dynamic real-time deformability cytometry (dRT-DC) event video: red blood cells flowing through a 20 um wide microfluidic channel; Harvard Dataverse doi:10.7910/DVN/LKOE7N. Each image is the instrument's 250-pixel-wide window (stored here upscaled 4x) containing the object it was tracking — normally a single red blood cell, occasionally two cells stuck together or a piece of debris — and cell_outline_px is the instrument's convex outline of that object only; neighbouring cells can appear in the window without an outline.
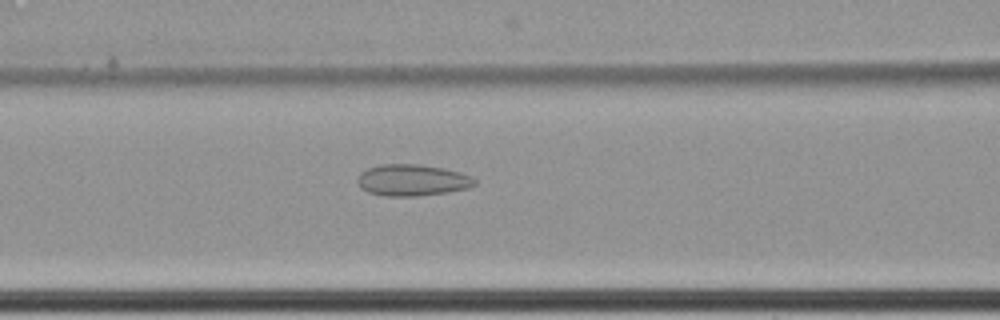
{"species": "common noctule bat (a hibernating species)", "species_latin": "Nyctalus noctula", "temperature_condition": "cold", "stored_images_in_passage": 62, "camera_frame_rate_fps": 3000, "um_per_image_px": 0.085, "animal": {"sex": "female", "body_mass_g": 22.7, "forearm_length_mm": 54.2}, "frame": {"image": 1, "passage_image": 29, "time_ms": 9.333, "image_size_px": [1000, 320], "cell_outline_px": [[476, 184], [468, 188], [448, 192], [416, 196], [384, 196], [368, 192], [360, 188], [356, 180], [360, 172], [368, 168], [380, 164], [420, 164], [444, 168], [460, 172], [472, 176], [476, 180]], "centroid_in_image_um": [35.03, 15.31], "position_along_channel_um": 131.6, "area_um2": 21.73}}
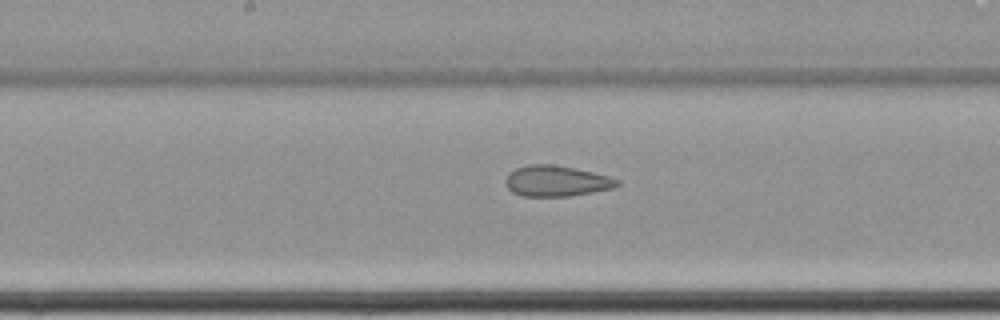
{"frame": {"image": 2, "passage_image": 35, "time_ms": 11.333, "image_size_px": [1000, 320], "cell_outline_px": [[620, 184], [616, 188], [568, 196], [520, 196], [512, 192], [504, 184], [504, 180], [508, 172], [516, 168], [528, 164], [552, 164], [592, 172], [608, 176], [620, 180]], "centroid_in_image_um": [47.26, 15.39], "position_along_channel_um": 200.9, "area_um2": 20.17}}
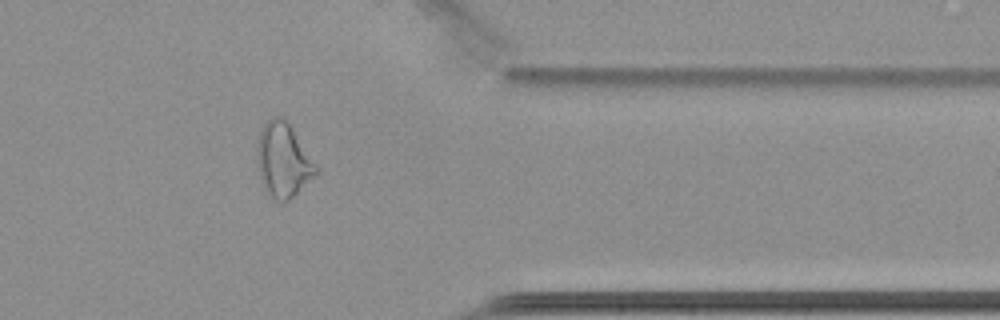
{"frame": {"image": 3, "passage_image": 52, "time_ms": 17.0, "image_size_px": [1000, 320], "cell_outline_px": [[320, 172], [288, 200], [272, 200], [268, 196], [260, 180], [256, 164], [256, 148], [260, 128], [272, 116], [284, 116], [288, 120], [316, 164]], "centroid_in_image_um": [24.04, 13.58], "position_along_channel_um": 387.4, "area_um2": 26.07}, "authors_computed_cell_mechanics": {"area_um2": 26.588, "velocity_mm_per_s": 3.4677, "shape_relaxation_time_tau1_ms": null, "shape_relaxation_time_tau2_ms": 2.1796, "deformation_change_tau1": null, "deformation_change_tau2": 0.0971}}